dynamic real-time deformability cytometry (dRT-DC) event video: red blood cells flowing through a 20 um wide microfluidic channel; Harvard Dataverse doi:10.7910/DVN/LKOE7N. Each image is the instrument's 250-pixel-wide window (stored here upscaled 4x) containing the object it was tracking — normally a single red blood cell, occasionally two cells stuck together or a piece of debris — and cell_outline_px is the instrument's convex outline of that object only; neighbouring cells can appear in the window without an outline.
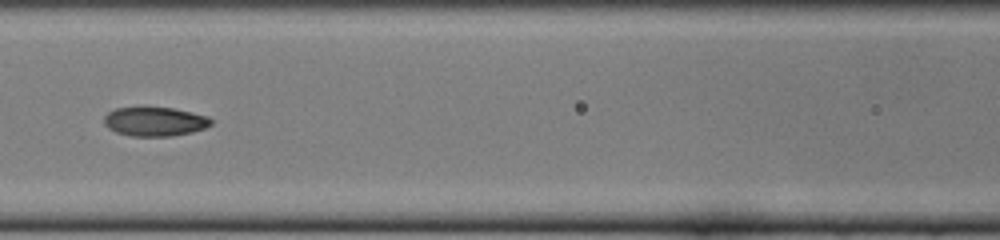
{"species": "common noctule bat (a hibernating species)", "species_latin": "Nyctalus noctula", "temperature_condition": "cold", "stored_images_in_passage": 53, "camera_frame_rate_fps": 3000, "um_per_image_px": 0.085, "animal": {"sex": "female", "body_mass_g": 22.0, "forearm_length_mm": 56.7}, "frame": {"image": 1, "passage_image": 23, "time_ms": 7.333, "image_size_px": [1000, 240], "cell_outline_px": [[212, 124], [204, 128], [192, 132], [172, 136], [132, 136], [116, 132], [108, 128], [104, 124], [104, 116], [108, 112], [116, 108], [172, 108], [208, 116], [212, 120]], "centroid_in_image_um": [13.15, 10.34], "position_along_channel_um": 153.4, "area_um2": 17.98}}
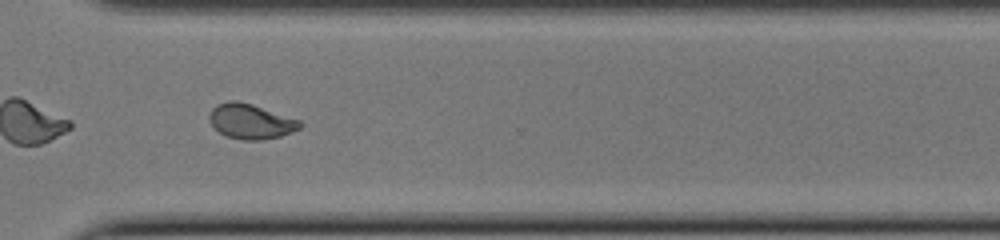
{"frame": {"image": 2, "passage_image": 38, "time_ms": 12.333, "image_size_px": [1000, 240], "cell_outline_px": [[304, 124], [300, 128], [292, 132], [280, 136], [260, 140], [240, 140], [228, 136], [220, 132], [208, 120], [208, 116], [212, 108], [216, 104], [228, 100], [236, 100], [252, 104], [300, 120]], "centroid_in_image_um": [21.31, 10.31], "position_along_channel_um": 349.3, "area_um2": 18.5}, "authors_computed_cell_mechanics": {"area_um2": 19.074, "velocity_mm_per_s": 3.9086, "shape_relaxation_time_tau1_ms": null, "shape_relaxation_time_tau2_ms": 1.8601, "deformation_change_tau1": null, "deformation_change_tau2": 0.0667}}